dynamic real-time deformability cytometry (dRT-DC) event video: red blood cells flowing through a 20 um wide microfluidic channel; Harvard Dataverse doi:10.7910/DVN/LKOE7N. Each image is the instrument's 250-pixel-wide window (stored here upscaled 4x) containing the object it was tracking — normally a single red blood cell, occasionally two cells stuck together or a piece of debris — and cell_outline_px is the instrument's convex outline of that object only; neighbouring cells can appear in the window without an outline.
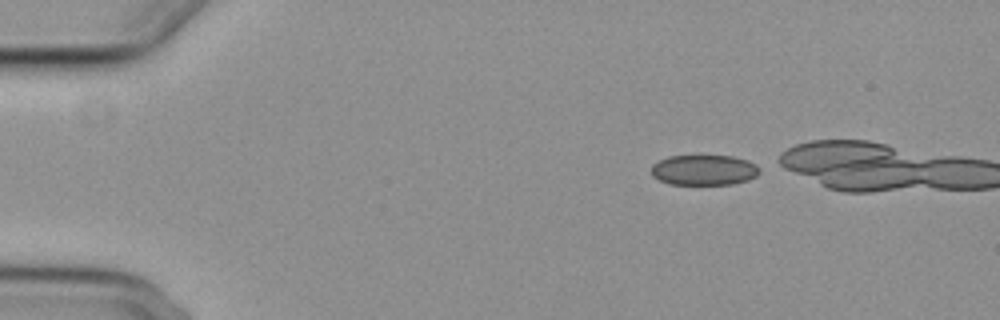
{"species": "common noctule bat (a hibernating species)", "species_latin": "Nyctalus noctula", "temperature_condition": "cold", "stored_images_in_passage": 12, "camera_frame_rate_fps": 3000, "um_per_image_px": 0.085, "animal": {"sex": "female", "body_mass_g": 29.2, "forearm_length_mm": 56.3}, "frame": {"image": 1, "passage_image": 1, "time_ms": 0.0, "image_size_px": [1000, 320], "cell_outline_px": [[760, 172], [756, 176], [748, 180], [732, 184], [668, 184], [652, 176], [652, 164], [668, 156], [732, 156], [748, 160], [756, 164], [760, 168]], "centroid_in_image_um": [59.86, 14.45], "position_along_channel_um": 25.1, "area_um2": 19.19}}